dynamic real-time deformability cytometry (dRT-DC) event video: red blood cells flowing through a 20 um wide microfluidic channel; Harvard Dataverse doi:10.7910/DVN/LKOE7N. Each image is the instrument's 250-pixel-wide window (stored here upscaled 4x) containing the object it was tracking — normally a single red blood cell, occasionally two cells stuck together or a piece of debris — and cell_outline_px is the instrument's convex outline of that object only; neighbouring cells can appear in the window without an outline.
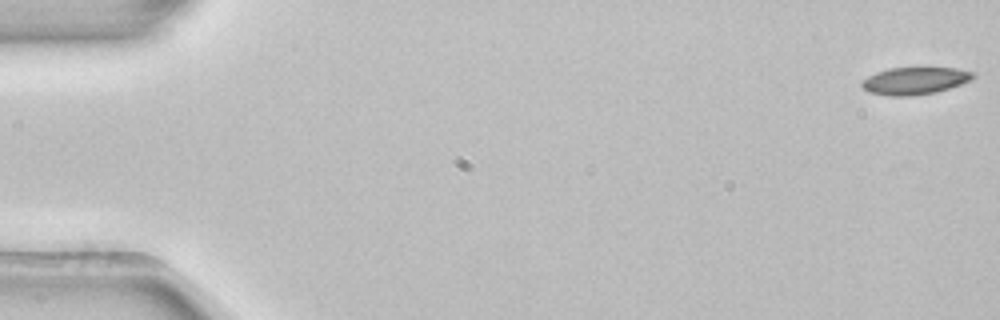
{"species": "common noctule bat (a hibernating species)", "species_latin": "Nyctalus noctula", "temperature_condition": "room temperature", "stored_images_in_passage": 6, "camera_frame_rate_fps": 3000, "um_per_image_px": 0.085, "animal": {"sex": "female", "body_mass_g": 22.7, "forearm_length_mm": 54.2}, "frame": {"image": 1, "passage_image": 1, "time_ms": 0.0, "image_size_px": [1000, 320], "cell_outline_px": [[976, 76], [972, 80], [936, 92], [908, 96], [888, 96], [868, 92], [860, 84], [868, 76], [876, 72], [888, 68], [956, 68], [976, 72]], "centroid_in_image_um": [77.78, 6.86], "position_along_channel_um": 7.2, "area_um2": 17.69}}
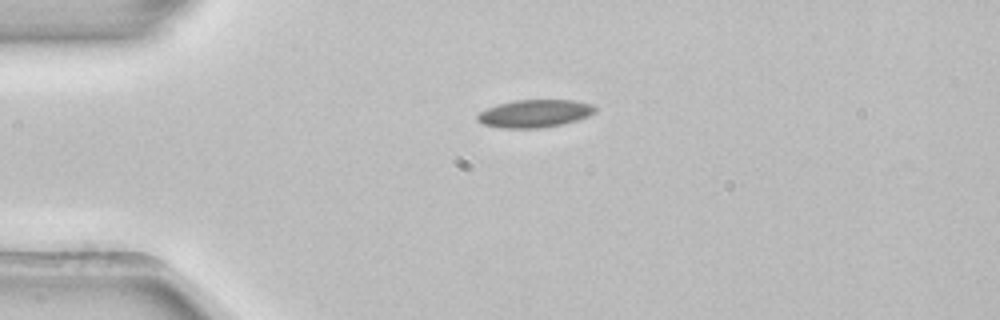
{"frame": {"image": 2, "passage_image": 4, "time_ms": 1.0, "image_size_px": [1000, 320], "cell_outline_px": [[596, 112], [588, 116], [564, 124], [540, 128], [500, 128], [484, 124], [476, 120], [476, 116], [480, 112], [488, 108], [500, 104], [516, 100], [572, 100], [592, 104], [596, 108]], "centroid_in_image_um": [45.46, 9.65], "position_along_channel_um": 39.5, "area_um2": 18.96}}